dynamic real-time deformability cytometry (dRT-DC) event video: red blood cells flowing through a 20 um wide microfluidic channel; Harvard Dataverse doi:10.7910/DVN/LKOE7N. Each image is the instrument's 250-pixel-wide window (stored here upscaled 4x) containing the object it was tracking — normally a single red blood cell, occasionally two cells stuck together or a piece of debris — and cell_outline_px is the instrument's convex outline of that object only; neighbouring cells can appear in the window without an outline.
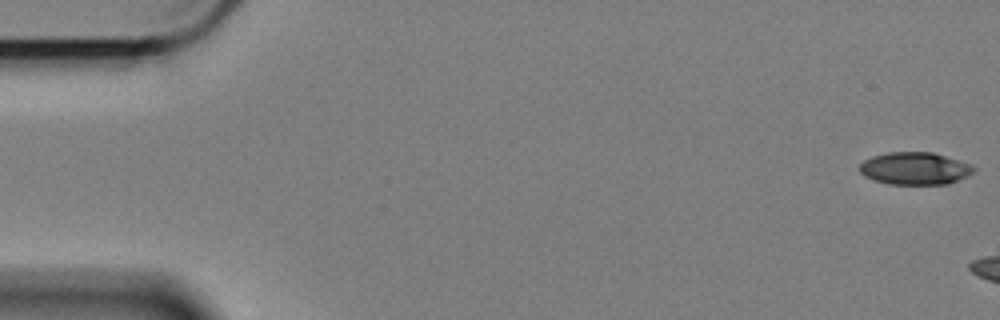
{"species": "Egyptian fruit bat (a non-hibernating species)", "species_latin": "Rousettus aegyptiacus", "temperature_condition": "cold", "stored_images_in_passage": 6, "camera_frame_rate_fps": 3000, "um_per_image_px": 0.085, "animal": {"sex": "female"}, "frame": {"image": 1, "passage_image": 1, "time_ms": 0.0, "image_size_px": [1000, 320], "cell_outline_px": [[976, 168], [968, 176], [948, 184], [888, 184], [872, 180], [864, 176], [860, 172], [860, 164], [864, 160], [872, 156], [888, 152], [932, 152], [968, 164]], "centroid_in_image_um": [77.71, 14.33], "position_along_channel_um": 7.3, "area_um2": 21.44}}